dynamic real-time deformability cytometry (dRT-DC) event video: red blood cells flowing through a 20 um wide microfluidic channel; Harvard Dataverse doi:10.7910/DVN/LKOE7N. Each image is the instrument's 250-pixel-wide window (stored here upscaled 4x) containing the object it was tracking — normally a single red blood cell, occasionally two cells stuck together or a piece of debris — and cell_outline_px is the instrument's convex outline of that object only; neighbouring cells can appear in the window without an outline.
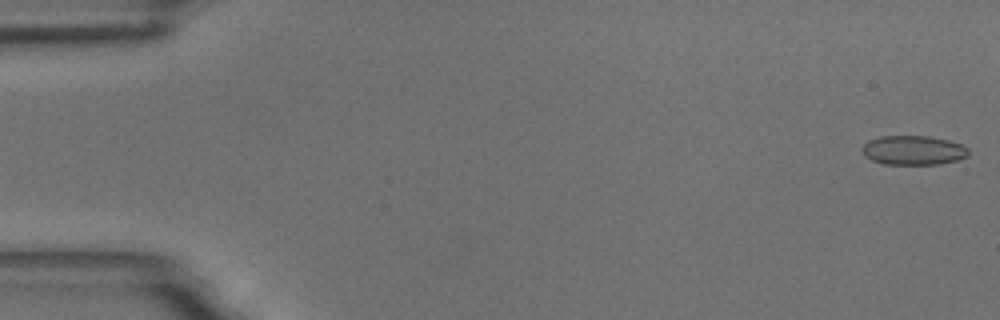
{"species": "common noctule bat (a hibernating species)", "species_latin": "Nyctalus noctula", "temperature_condition": "room temperature", "stored_images_in_passage": 56, "camera_frame_rate_fps": 3000, "um_per_image_px": 0.085, "animal": {"sex": "male", "body_mass_g": 18.8}, "frame": {"image": 1, "passage_image": 1, "time_ms": 0.0, "image_size_px": [1000, 320], "cell_outline_px": [[968, 156], [960, 160], [940, 164], [884, 164], [872, 160], [864, 156], [860, 148], [868, 140], [880, 136], [928, 136], [948, 140], [960, 144], [968, 148]], "centroid_in_image_um": [77.62, 12.77], "position_along_channel_um": 7.4, "area_um2": 18.32}}
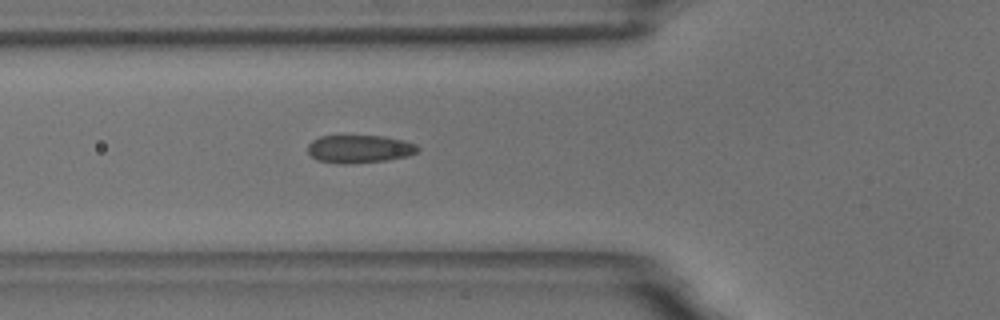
{"frame": {"image": 2, "passage_image": 20, "time_ms": 6.333, "image_size_px": [1000, 320], "cell_outline_px": [[420, 148], [416, 152], [408, 156], [388, 160], [348, 164], [340, 164], [316, 160], [308, 152], [308, 144], [312, 140], [320, 136], [384, 136], [404, 140], [416, 144]], "centroid_in_image_um": [30.55, 12.66], "position_along_channel_um": 95.2, "area_um2": 18.03}}
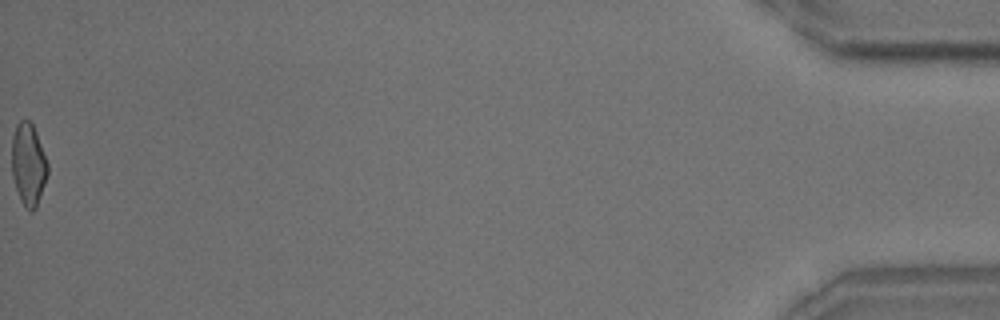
{"frame": {"image": 3, "passage_image": 56, "time_ms": 18.333, "image_size_px": [1000, 320], "cell_outline_px": [[48, 172], [36, 208], [32, 212], [28, 212], [20, 200], [12, 176], [12, 136], [16, 124], [20, 120], [28, 120], [32, 124], [36, 132], [48, 164]], "centroid_in_image_um": [2.4, 13.99], "position_along_channel_um": 432.8, "area_um2": 17.17}, "authors_computed_cell_mechanics": {"area_um2": 18.0914, "velocity_mm_per_s": 3.6477, "shape_relaxation_time_tau1_ms": 8.6404, "shape_relaxation_time_tau2_ms": 0.9071, "deformation_change_tau1": 0.1718, "deformation_change_tau2": 0.0596}}